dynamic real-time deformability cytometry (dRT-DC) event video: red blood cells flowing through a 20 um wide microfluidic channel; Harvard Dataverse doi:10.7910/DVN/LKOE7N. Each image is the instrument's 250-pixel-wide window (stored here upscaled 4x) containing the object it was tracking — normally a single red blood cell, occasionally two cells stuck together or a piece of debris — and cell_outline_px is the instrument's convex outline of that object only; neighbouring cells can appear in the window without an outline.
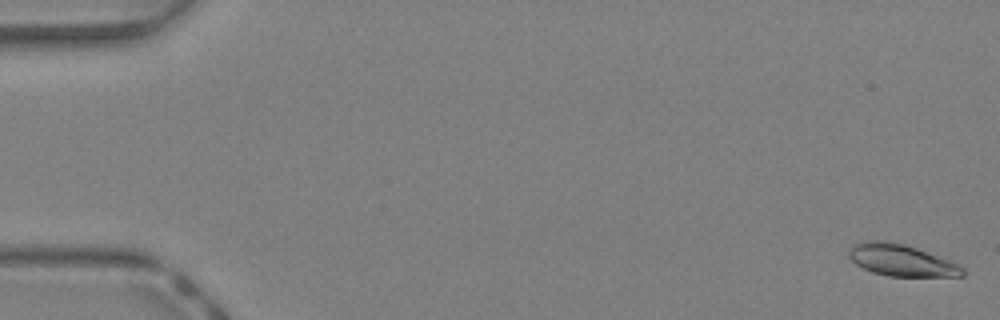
{"species": "Egyptian fruit bat (a non-hibernating species)", "species_latin": "Rousettus aegyptiacus", "temperature_condition": "warm", "stored_images_in_passage": 37, "camera_frame_rate_fps": 3000, "um_per_image_px": 0.085, "animal": {"sex": "female"}, "frame": {"image": 1, "passage_image": 1, "time_ms": 0.0, "image_size_px": [1000, 320], "cell_outline_px": [[964, 276], [888, 276], [872, 272], [856, 264], [848, 256], [848, 248], [856, 244], [868, 240], [884, 240], [904, 244], [916, 248], [948, 260], [964, 268]], "centroid_in_image_um": [76.57, 22.12], "position_along_channel_um": 8.4, "area_um2": 20.75}}
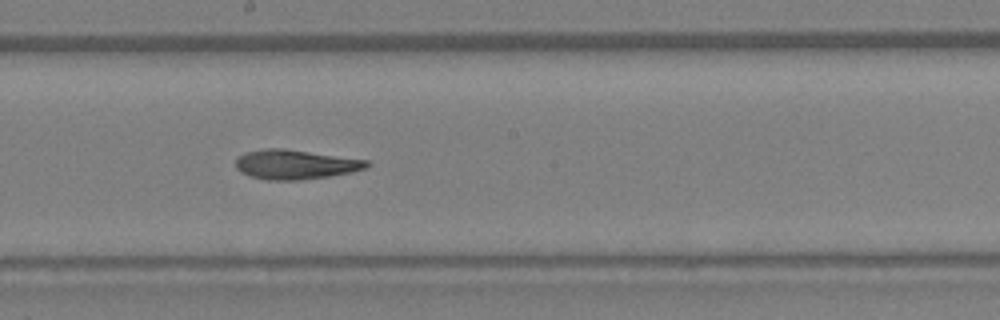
{"frame": {"image": 2, "passage_image": 17, "time_ms": 5.333, "image_size_px": [1000, 320], "cell_outline_px": [[372, 164], [364, 168], [352, 172], [328, 176], [300, 180], [268, 180], [252, 176], [240, 172], [236, 168], [236, 160], [240, 156], [248, 152], [264, 148], [284, 148], [368, 160]], "centroid_in_image_um": [25.12, 13.97], "position_along_channel_um": 223.1, "area_um2": 22.37}}
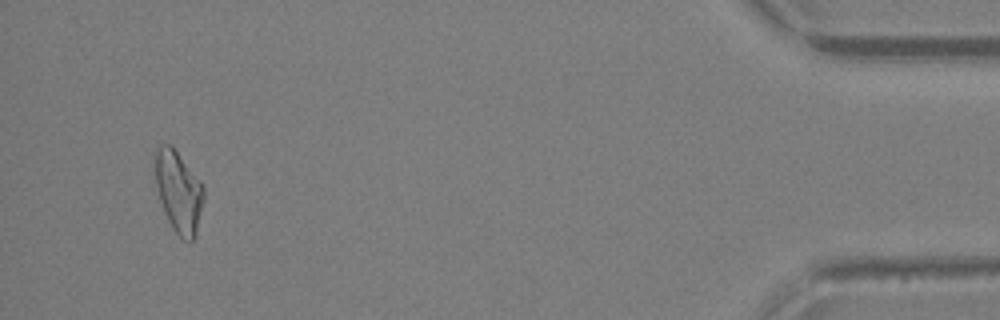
{"frame": {"image": 3, "passage_image": 34, "time_ms": 11.0, "image_size_px": [1000, 320], "cell_outline_px": [[204, 200], [196, 236], [192, 240], [184, 240], [172, 228], [164, 212], [160, 200], [152, 168], [152, 156], [156, 148], [160, 144], [172, 144], [200, 180], [204, 188]], "centroid_in_image_um": [15.14, 16.22], "position_along_channel_um": 420.1, "area_um2": 23.76}, "authors_computed_cell_mechanics": {"area_um2": 22.3686, "velocity_mm_per_s": 4.8163, "shape_relaxation_time_tau1_ms": null, "shape_relaxation_time_tau2_ms": 2.629, "deformation_change_tau1": null, "deformation_change_tau2": 0.1249}}